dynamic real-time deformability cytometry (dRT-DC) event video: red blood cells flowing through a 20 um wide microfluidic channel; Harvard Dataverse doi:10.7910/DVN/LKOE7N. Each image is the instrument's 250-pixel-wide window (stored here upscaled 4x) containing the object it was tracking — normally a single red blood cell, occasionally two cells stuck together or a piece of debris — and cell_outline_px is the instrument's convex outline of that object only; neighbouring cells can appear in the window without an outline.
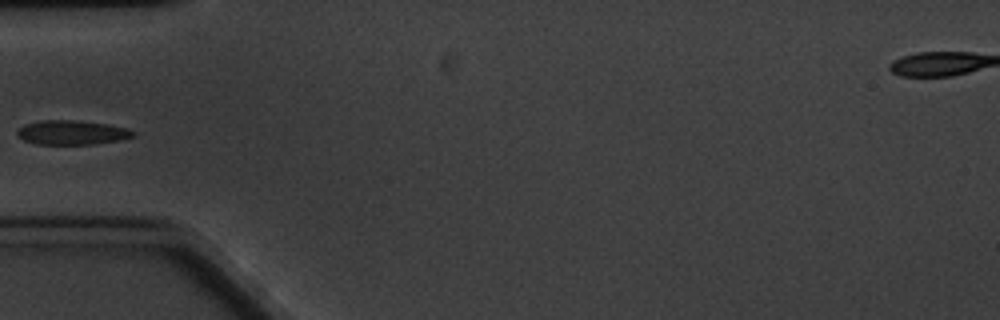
{"species": "common noctule bat (a hibernating species)", "species_latin": "Nyctalus noctula", "temperature_condition": "cold", "stored_images_in_passage": 16, "segment_of_instrument_passage": [2, 2], "camera_frame_rate_fps": 3000, "um_per_image_px": 0.085, "animal": {"sex": "male", "body_mass_g": 20.1, "forearm_length_mm": 53.5}, "frame": {"image": 1, "passage_image": 5, "time_ms": 5.333, "image_size_px": [1000, 320], "cell_outline_px": [[136, 136], [120, 140], [92, 144], [36, 144], [24, 140], [16, 132], [24, 124], [40, 120], [76, 120], [108, 124], [128, 128], [136, 132]], "centroid_in_image_um": [6.16, 11.25], "position_along_channel_um": 78.8, "area_um2": 16.47}}
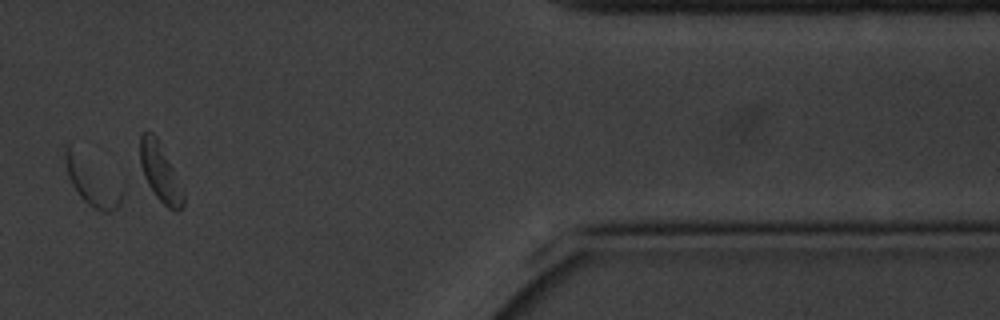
{"frame": {"image": 2, "passage_image": 14, "time_ms": 16.333, "image_size_px": [1000, 320], "cell_outline_px": [[124, 188], [120, 204], [112, 212], [104, 212], [92, 208], [80, 196], [72, 184], [68, 176], [64, 160], [64, 152], [68, 144], [124, 176]], "centroid_in_image_um": [7.99, 15.35], "position_along_channel_um": 403.4, "area_um2": 17.69}}